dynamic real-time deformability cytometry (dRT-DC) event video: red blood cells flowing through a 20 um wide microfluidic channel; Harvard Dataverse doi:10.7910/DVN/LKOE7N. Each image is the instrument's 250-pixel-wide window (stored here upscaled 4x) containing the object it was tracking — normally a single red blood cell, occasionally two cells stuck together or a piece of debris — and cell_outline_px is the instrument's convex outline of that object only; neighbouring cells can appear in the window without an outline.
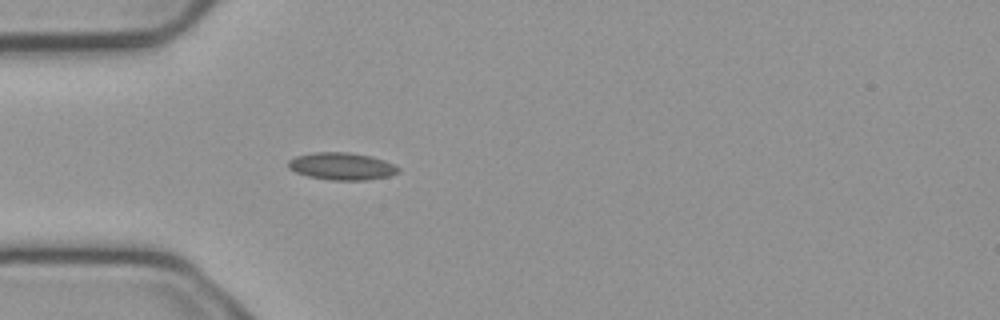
{"species": "common noctule bat (a hibernating species)", "species_latin": "Nyctalus noctula", "temperature_condition": "cold", "stored_images_in_passage": 3, "camera_frame_rate_fps": 3000, "um_per_image_px": 0.085, "animal": {"sex": "male", "body_mass_g": 23.1, "forearm_length_mm": 52.7}, "frame": {"image": 1, "passage_image": 3, "time_ms": 0.667, "image_size_px": [1000, 320], "cell_outline_px": [[400, 172], [388, 176], [368, 180], [332, 180], [308, 176], [296, 172], [288, 168], [288, 160], [296, 156], [316, 152], [348, 152], [372, 156], [384, 160], [400, 168]], "centroid_in_image_um": [29.06, 14.13], "position_along_channel_um": 55.9, "area_um2": 17.51}}